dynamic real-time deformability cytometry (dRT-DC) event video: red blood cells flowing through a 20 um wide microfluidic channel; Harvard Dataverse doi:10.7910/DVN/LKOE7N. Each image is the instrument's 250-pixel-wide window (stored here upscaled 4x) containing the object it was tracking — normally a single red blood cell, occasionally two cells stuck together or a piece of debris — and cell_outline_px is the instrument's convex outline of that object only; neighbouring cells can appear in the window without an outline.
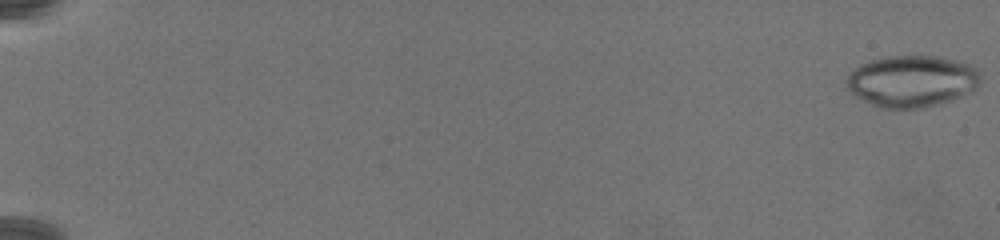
{"species": "common noctule bat (a hibernating species)", "species_latin": "Nyctalus noctula", "temperature_condition": "warm", "stored_images_in_passage": 79, "camera_frame_rate_fps": 3000, "um_per_image_px": 0.085, "animal": {"sex": "female", "body_mass_g": 19.5, "forearm_length_mm": 54.1}, "frame": {"image": 1, "passage_image": 1, "time_ms": 0.0, "image_size_px": [1000, 240], "cell_outline_px": [[980, 84], [972, 92], [964, 96], [940, 104], [920, 108], [880, 108], [848, 92], [844, 80], [860, 64], [872, 60], [888, 56], [940, 56], [972, 64], [980, 72]], "centroid_in_image_um": [77.54, 6.9], "position_along_channel_um": 7.5, "area_um2": 40.75}}
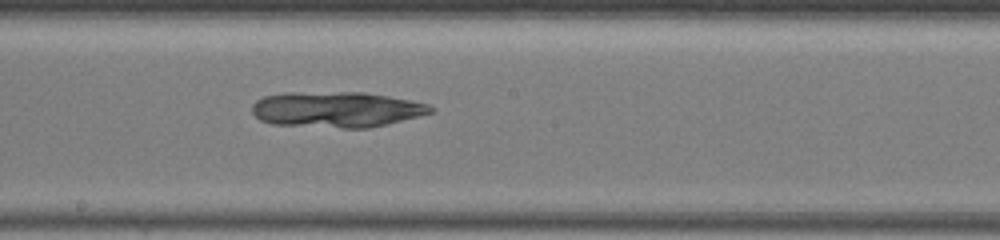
{"frame": {"image": 2, "passage_image": 48, "time_ms": 15.667, "image_size_px": [1000, 240], "cell_outline_px": [[436, 112], [420, 116], [368, 128], [344, 128], [272, 124], [260, 120], [252, 112], [252, 104], [256, 100], [264, 96], [284, 92], [364, 92], [412, 100], [428, 104], [436, 108]], "centroid_in_image_um": [28.62, 9.3], "position_along_channel_um": 219.6, "area_um2": 37.45}}
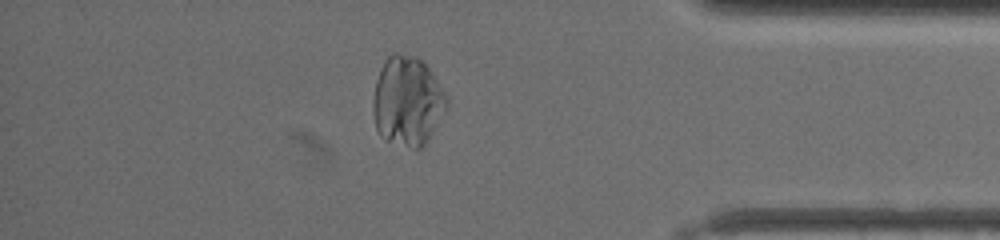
{"frame": {"image": 3, "passage_image": 70, "time_ms": 23.0, "image_size_px": [1000, 240], "cell_outline_px": [[448, 108], [424, 144], [420, 148], [412, 148], [384, 140], [380, 136], [376, 128], [372, 112], [372, 100], [376, 80], [380, 68], [384, 60], [392, 52], [400, 52], [416, 56], [432, 72], [444, 92], [448, 100]], "centroid_in_image_um": [34.6, 8.58], "position_along_channel_um": 400.6, "area_um2": 38.67}}